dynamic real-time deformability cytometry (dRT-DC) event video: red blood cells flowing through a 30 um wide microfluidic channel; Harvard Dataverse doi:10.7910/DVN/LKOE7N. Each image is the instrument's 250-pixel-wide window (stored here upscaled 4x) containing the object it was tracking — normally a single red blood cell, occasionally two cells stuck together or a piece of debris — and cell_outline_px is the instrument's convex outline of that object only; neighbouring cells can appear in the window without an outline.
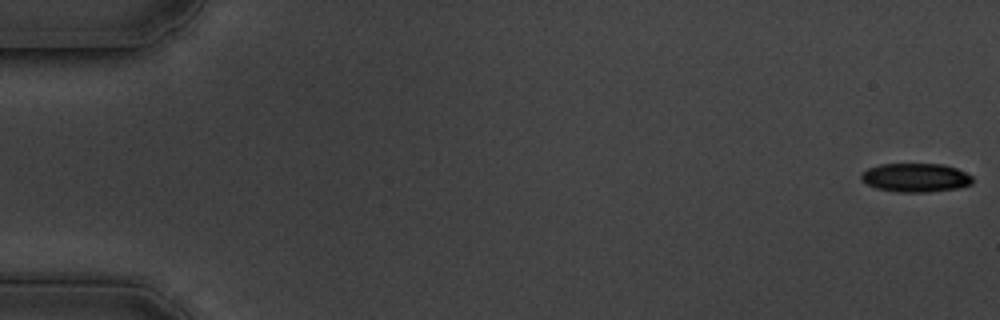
{"species": "common noctule bat (a hibernating species)", "species_latin": "Nyctalus noctula", "temperature_condition": "cold", "stored_images_in_passage": 60, "camera_frame_rate_fps": 3000, "um_per_image_px": 0.085, "animal": {"sex": "male", "body_mass_g": 19.5, "forearm_length_mm": 54.6}, "frame": {"image": 1, "passage_image": 1, "time_ms": 0.0, "image_size_px": [1000, 320], "cell_outline_px": [[972, 184], [956, 188], [928, 192], [900, 192], [876, 188], [860, 180], [860, 176], [868, 168], [880, 164], [944, 164], [956, 168], [972, 176]], "centroid_in_image_um": [77.82, 15.09], "position_along_channel_um": 7.2, "area_um2": 18.55}}
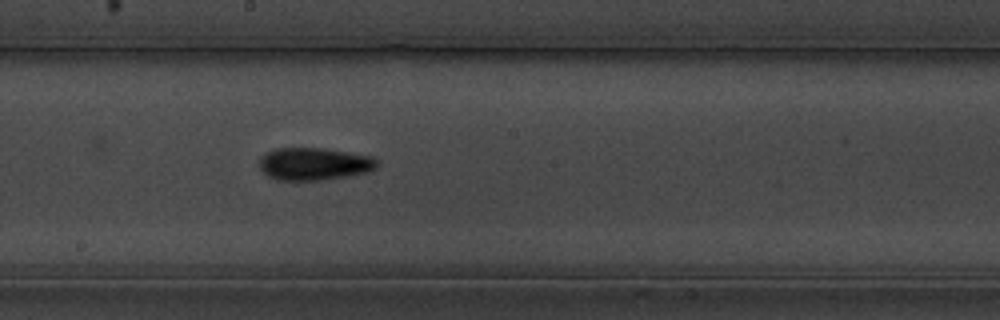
{"frame": {"image": 2, "passage_image": 33, "time_ms": 10.667, "image_size_px": [1000, 320], "cell_outline_px": [[380, 164], [372, 172], [348, 176], [320, 180], [276, 180], [268, 176], [260, 168], [260, 156], [264, 152], [276, 148], [320, 148], [348, 152], [372, 156]], "centroid_in_image_um": [26.72, 13.93], "position_along_channel_um": 221.5, "area_um2": 22.54}}
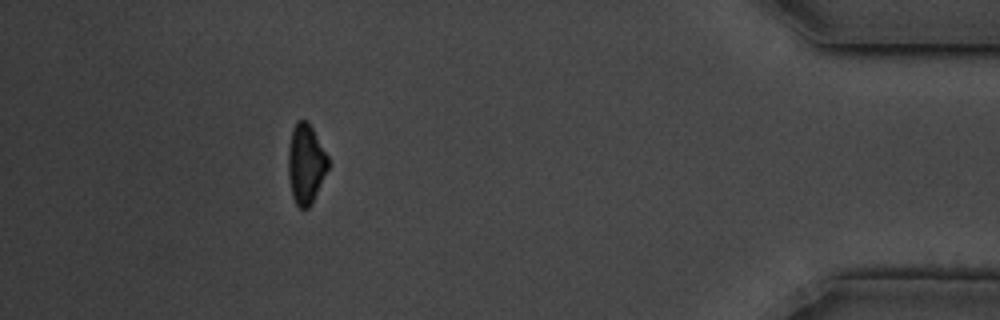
{"frame": {"image": 3, "passage_image": 54, "time_ms": 17.667, "image_size_px": [1000, 320], "cell_outline_px": [[328, 168], [312, 204], [308, 208], [300, 208], [296, 204], [292, 196], [288, 176], [288, 148], [292, 128], [296, 120], [308, 120], [328, 156]], "centroid_in_image_um": [25.98, 13.91], "position_along_channel_um": 409.2, "area_um2": 18.67}, "authors_computed_cell_mechanics": {"area_um2": 20.2011, "velocity_mm_per_s": 3.4045, "shape_relaxation_time_tau1_ms": 3.4804, "shape_relaxation_time_tau2_ms": 8.4521, "deformation_change_tau1": 0.1253, "deformation_change_tau2": 0.1757}}